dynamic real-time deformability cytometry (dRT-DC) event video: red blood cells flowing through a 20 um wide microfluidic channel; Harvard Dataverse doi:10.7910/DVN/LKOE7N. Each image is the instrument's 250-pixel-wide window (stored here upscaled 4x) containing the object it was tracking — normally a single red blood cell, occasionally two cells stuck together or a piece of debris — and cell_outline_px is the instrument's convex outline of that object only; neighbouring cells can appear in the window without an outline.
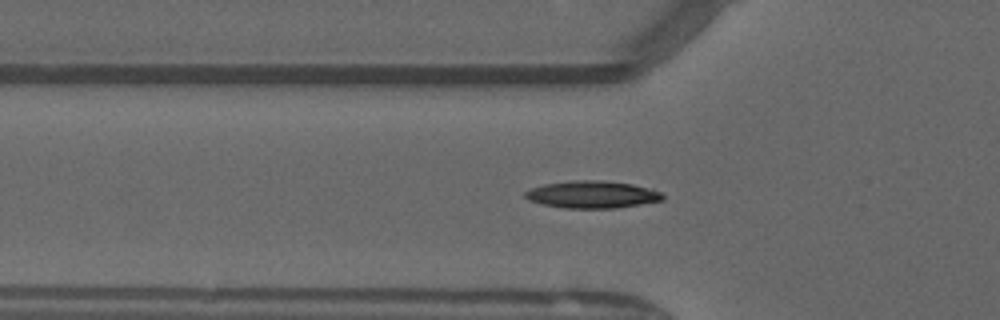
{"species": "common noctule bat (a hibernating species)", "species_latin": "Nyctalus noctula", "temperature_condition": "warm", "stored_images_in_passage": 40, "camera_frame_rate_fps": 3000, "um_per_image_px": 0.085, "animal": {"sex": "male", "forearm_length_mm": 52.5}, "frame": {"image": 1, "passage_image": 15, "time_ms": 4.667, "image_size_px": [1000, 320], "cell_outline_px": [[664, 200], [616, 208], [564, 208], [544, 204], [528, 200], [524, 196], [524, 192], [532, 188], [544, 184], [572, 180], [600, 180], [632, 184], [652, 188], [660, 192], [664, 196]], "centroid_in_image_um": [50.35, 16.53], "position_along_channel_um": 75.5, "area_um2": 21.85}}
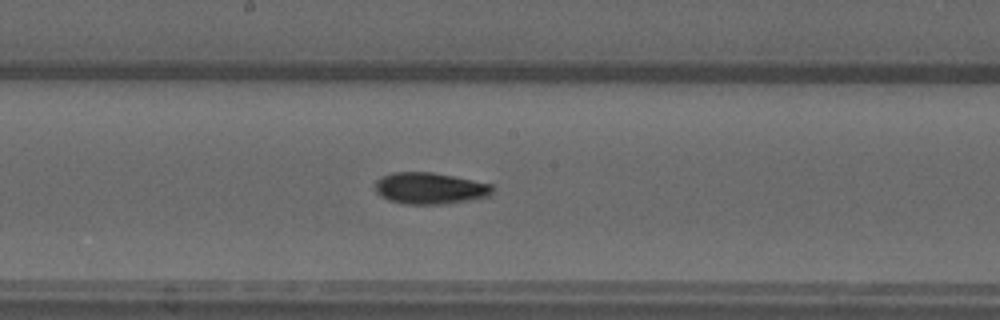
{"frame": {"image": 2, "passage_image": 25, "time_ms": 8.0, "image_size_px": [1000, 320], "cell_outline_px": [[492, 192], [488, 196], [468, 200], [444, 204], [404, 204], [388, 200], [380, 196], [376, 192], [376, 180], [380, 176], [392, 172], [432, 172], [492, 184]], "centroid_in_image_um": [36.49, 16.0], "position_along_channel_um": 211.7, "area_um2": 21.5}}
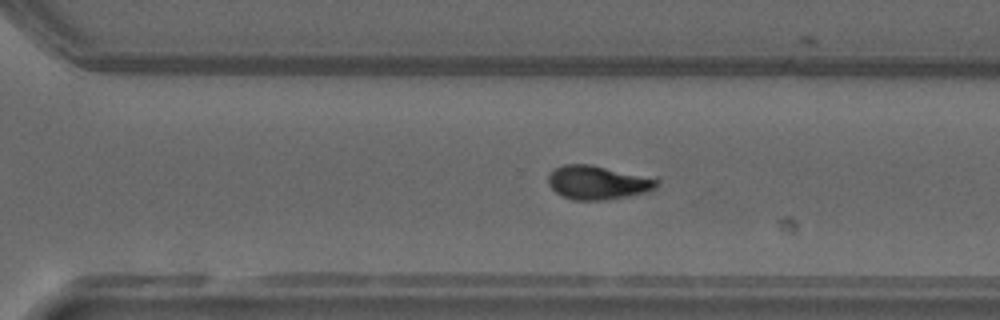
{"frame": {"image": 3, "passage_image": 33, "time_ms": 10.667, "image_size_px": [1000, 320], "cell_outline_px": [[660, 180], [656, 188], [648, 192], [628, 196], [604, 200], [572, 200], [560, 196], [548, 184], [548, 176], [556, 168], [564, 164], [592, 164], [656, 176]], "centroid_in_image_um": [50.9, 15.5], "position_along_channel_um": 319.7, "area_um2": 22.08}, "authors_computed_cell_mechanics": {"area_um2": 20.6635, "velocity_mm_per_s": 4.0701, "shape_relaxation_time_tau1_ms": null, "shape_relaxation_time_tau2_ms": 3.4489, "deformation_change_tau1": null, "deformation_change_tau2": 0.0884}}